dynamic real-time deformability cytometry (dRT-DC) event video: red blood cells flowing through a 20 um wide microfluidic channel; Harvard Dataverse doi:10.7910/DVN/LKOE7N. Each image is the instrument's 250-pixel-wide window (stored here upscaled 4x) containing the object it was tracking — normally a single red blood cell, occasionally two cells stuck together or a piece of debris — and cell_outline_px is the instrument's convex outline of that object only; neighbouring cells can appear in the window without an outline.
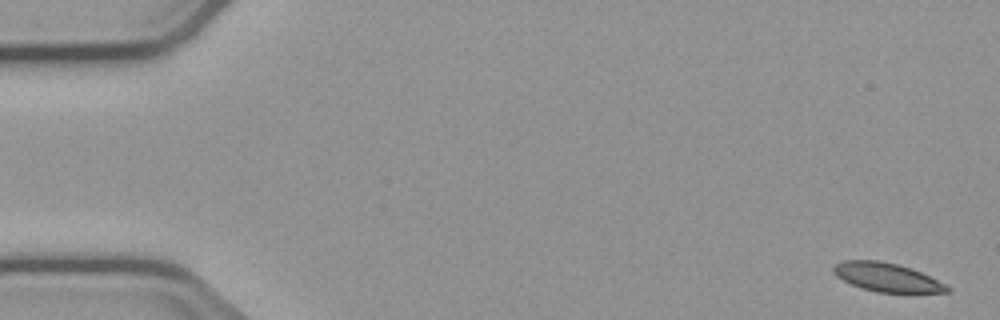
{"species": "common noctule bat (a hibernating species)", "species_latin": "Nyctalus noctula", "temperature_condition": "cold", "stored_images_in_passage": 5, "camera_frame_rate_fps": 3000, "um_per_image_px": 0.085, "animal": {"sex": "male", "body_mass_g": 23.1, "forearm_length_mm": 52.7}, "frame": {"image": 1, "passage_image": 1, "time_ms": 0.0, "image_size_px": [1000, 320], "cell_outline_px": [[952, 292], [876, 292], [852, 284], [836, 276], [832, 272], [832, 268], [836, 264], [844, 260], [880, 260], [912, 268], [952, 288]], "centroid_in_image_um": [75.37, 23.56], "position_along_channel_um": 9.6, "area_um2": 18.73}}